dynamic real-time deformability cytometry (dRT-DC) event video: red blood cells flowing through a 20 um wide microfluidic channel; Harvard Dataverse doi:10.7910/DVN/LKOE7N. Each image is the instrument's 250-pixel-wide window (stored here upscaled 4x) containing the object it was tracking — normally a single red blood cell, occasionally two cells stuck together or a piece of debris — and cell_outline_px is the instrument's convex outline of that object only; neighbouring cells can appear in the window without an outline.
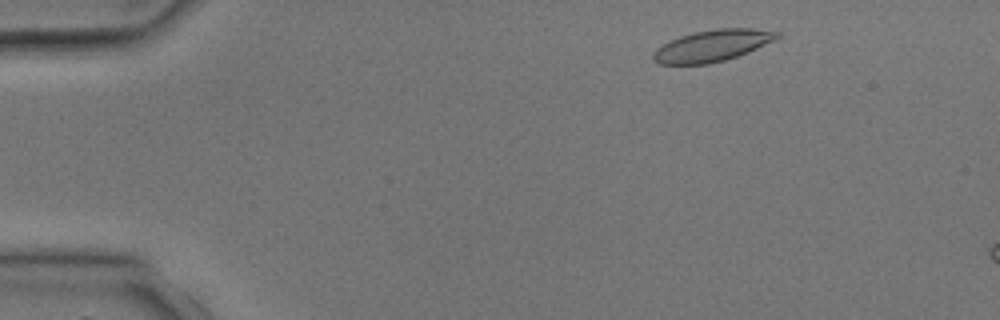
{"species": "common noctule bat (a hibernating species)", "species_latin": "Nyctalus noctula", "temperature_condition": "room temperature", "stored_images_in_passage": 3, "camera_frame_rate_fps": 3000, "um_per_image_px": 0.085, "animal": {"sex": "male", "body_mass_g": 17.9, "forearm_length_mm": 54.2}, "frame": {"image": 1, "passage_image": 1, "time_ms": 0.0, "image_size_px": [1000, 320], "cell_outline_px": [[780, 36], [748, 52], [724, 60], [708, 64], [660, 64], [652, 60], [652, 56], [656, 48], [680, 36], [696, 32], [716, 28], [752, 28], [780, 32]], "centroid_in_image_um": [60.52, 3.88], "position_along_channel_um": 24.5, "area_um2": 22.43}}